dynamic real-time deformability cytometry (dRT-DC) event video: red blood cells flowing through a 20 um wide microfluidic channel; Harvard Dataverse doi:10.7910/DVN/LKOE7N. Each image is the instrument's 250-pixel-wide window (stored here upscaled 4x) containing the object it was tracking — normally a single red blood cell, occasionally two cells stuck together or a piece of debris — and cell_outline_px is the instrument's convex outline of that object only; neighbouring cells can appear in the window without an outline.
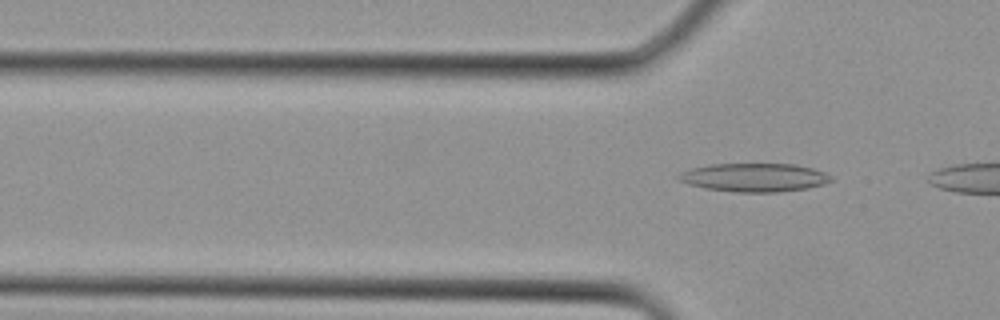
{"species": "Egyptian fruit bat (a non-hibernating species)", "species_latin": "Rousettus aegyptiacus", "temperature_condition": "cold", "stored_images_in_passage": 4, "camera_frame_rate_fps": 3000, "um_per_image_px": 0.085, "animal": {"sex": "female"}, "frame": {"image": 1, "passage_image": 4, "time_ms": 1.0, "image_size_px": [1000, 320], "cell_outline_px": [[832, 180], [824, 184], [808, 188], [776, 192], [732, 192], [704, 188], [688, 184], [680, 180], [676, 176], [680, 172], [692, 168], [708, 164], [796, 164], [812, 168], [824, 172], [832, 176]], "centroid_in_image_um": [64.1, 15.08], "position_along_channel_um": 61.7, "area_um2": 25.37}}